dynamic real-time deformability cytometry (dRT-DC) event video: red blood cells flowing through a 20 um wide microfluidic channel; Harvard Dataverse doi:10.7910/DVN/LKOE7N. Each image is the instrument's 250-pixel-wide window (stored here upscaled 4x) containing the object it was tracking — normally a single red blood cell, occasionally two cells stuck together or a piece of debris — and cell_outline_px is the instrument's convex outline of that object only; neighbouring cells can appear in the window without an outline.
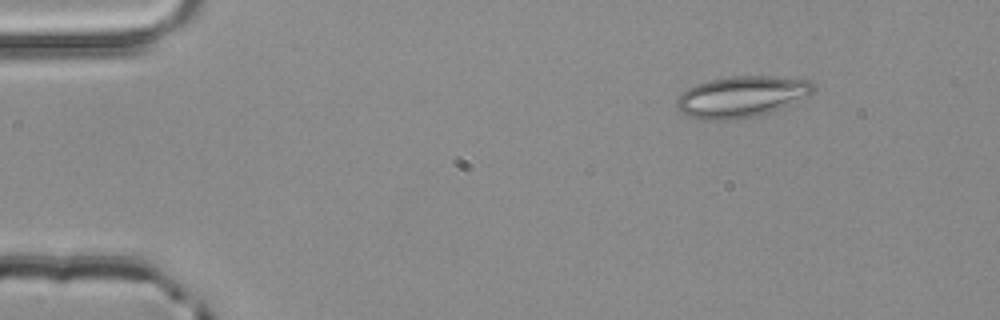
{"species": "common noctule bat (a hibernating species)", "species_latin": "Nyctalus noctula", "temperature_condition": "room temperature", "stored_images_in_passage": 3, "camera_frame_rate_fps": 3000, "um_per_image_px": 0.085, "animal": {"sex": "male", "body_mass_g": 20.4}, "frame": {"image": 1, "passage_image": 1, "time_ms": 0.0, "image_size_px": [1000, 320], "cell_outline_px": [[816, 88], [808, 96], [772, 112], [752, 116], [724, 120], [704, 120], [680, 112], [676, 108], [676, 100], [688, 88], [696, 84], [708, 80], [732, 76], [768, 76], [812, 80]], "centroid_in_image_um": [63.05, 8.21], "position_along_channel_um": 22.0, "area_um2": 32.6}}